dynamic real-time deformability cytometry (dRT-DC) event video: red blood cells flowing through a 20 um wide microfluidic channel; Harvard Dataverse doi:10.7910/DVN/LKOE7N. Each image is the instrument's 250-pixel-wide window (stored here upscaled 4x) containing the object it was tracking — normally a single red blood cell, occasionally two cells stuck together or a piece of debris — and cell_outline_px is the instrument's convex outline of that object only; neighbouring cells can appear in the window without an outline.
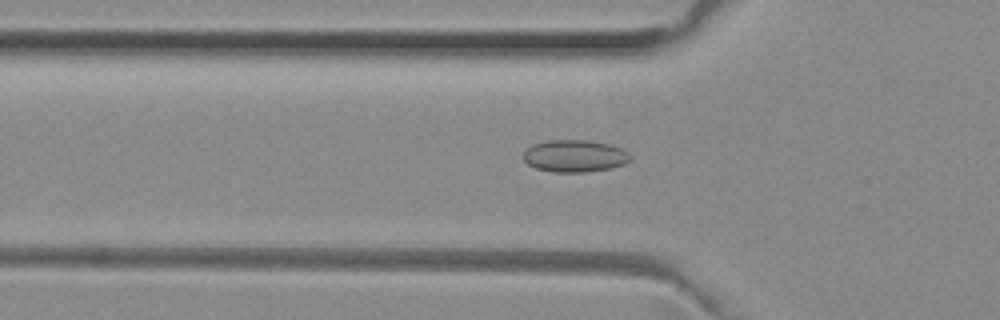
{"species": "common noctule bat (a hibernating species)", "species_latin": "Nyctalus noctula", "temperature_condition": "room temperature", "stored_images_in_passage": 50, "camera_frame_rate_fps": 3000, "um_per_image_px": 0.085, "animal": {"sex": "female", "body_mass_g": 29.2, "forearm_length_mm": 56.3}, "frame": {"image": 1, "passage_image": 16, "time_ms": 5.0, "image_size_px": [1000, 320], "cell_outline_px": [[632, 156], [624, 164], [612, 168], [584, 172], [552, 172], [536, 168], [528, 164], [524, 160], [524, 152], [532, 144], [548, 140], [588, 140], [612, 144], [628, 152]], "centroid_in_image_um": [48.86, 13.25], "position_along_channel_um": 76.9, "area_um2": 20.11}}
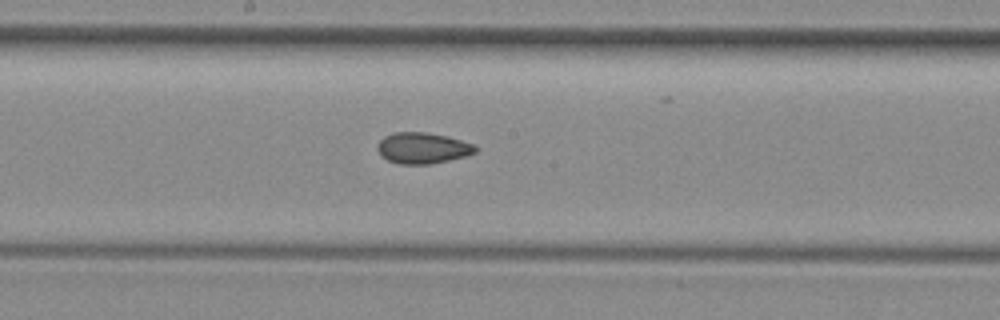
{"frame": {"image": 2, "passage_image": 26, "time_ms": 8.333, "image_size_px": [1000, 320], "cell_outline_px": [[476, 152], [464, 156], [432, 164], [400, 164], [388, 160], [380, 156], [376, 148], [380, 140], [384, 136], [392, 132], [428, 132], [448, 136], [472, 144], [476, 148]], "centroid_in_image_um": [35.87, 12.58], "position_along_channel_um": 212.3, "area_um2": 17.74}}
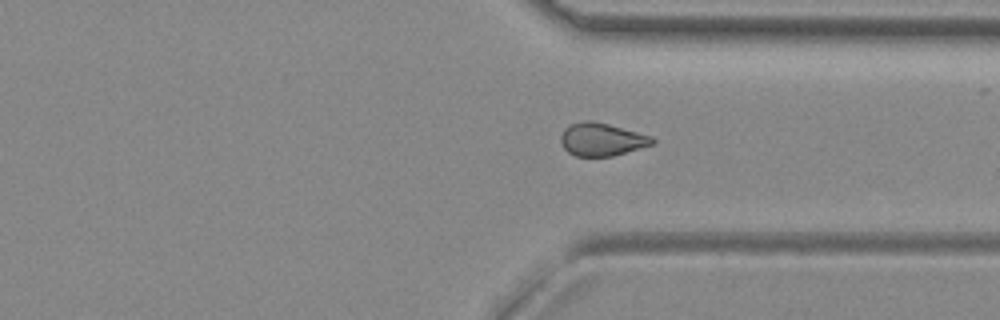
{"frame": {"image": 3, "passage_image": 37, "time_ms": 12.0, "image_size_px": [1000, 320], "cell_outline_px": [[656, 140], [652, 144], [612, 156], [576, 156], [568, 152], [564, 148], [560, 140], [560, 136], [564, 128], [572, 124], [584, 120], [592, 120], [608, 124], [652, 136]], "centroid_in_image_um": [51.12, 11.84], "position_along_channel_um": 360.3, "area_um2": 17.4}, "authors_computed_cell_mechanics": {"area_um2": 18.1203, "velocity_mm_per_s": 4.0367, "shape_relaxation_time_tau1_ms": null, "shape_relaxation_time_tau2_ms": 5.6534, "deformation_change_tau1": null, "deformation_change_tau2": 0.1007}}